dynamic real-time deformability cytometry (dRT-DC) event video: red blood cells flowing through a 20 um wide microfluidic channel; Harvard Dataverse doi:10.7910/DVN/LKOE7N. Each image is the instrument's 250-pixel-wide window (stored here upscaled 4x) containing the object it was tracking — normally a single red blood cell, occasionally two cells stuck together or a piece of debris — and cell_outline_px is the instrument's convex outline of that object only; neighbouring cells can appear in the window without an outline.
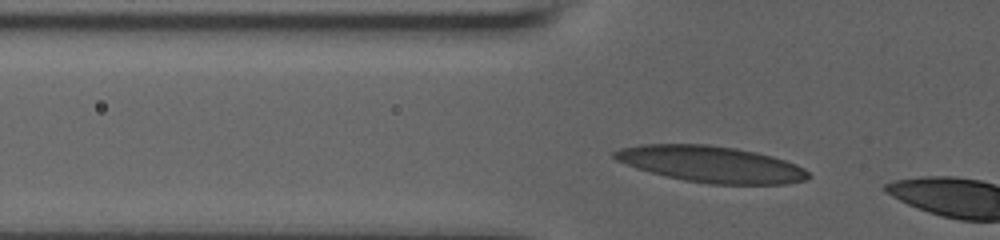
{"species": "human", "species_latin": "Homo sapiens", "temperature_condition": "room temperature", "stored_images_in_passage": 5, "camera_frame_rate_fps": 3000, "um_per_image_px": 0.085, "donor": {"sex": "male"}, "frame": {"image": 1, "passage_image": 3, "time_ms": 0.667, "image_size_px": [1000, 240], "cell_outline_px": [[812, 176], [808, 180], [788, 184], [712, 184], [684, 180], [636, 168], [616, 160], [612, 156], [612, 152], [620, 148], [640, 144], [708, 144], [756, 152], [772, 156], [796, 164], [804, 168]], "centroid_in_image_um": [60.47, 13.95], "position_along_channel_um": 65.3, "area_um2": 40.98}}